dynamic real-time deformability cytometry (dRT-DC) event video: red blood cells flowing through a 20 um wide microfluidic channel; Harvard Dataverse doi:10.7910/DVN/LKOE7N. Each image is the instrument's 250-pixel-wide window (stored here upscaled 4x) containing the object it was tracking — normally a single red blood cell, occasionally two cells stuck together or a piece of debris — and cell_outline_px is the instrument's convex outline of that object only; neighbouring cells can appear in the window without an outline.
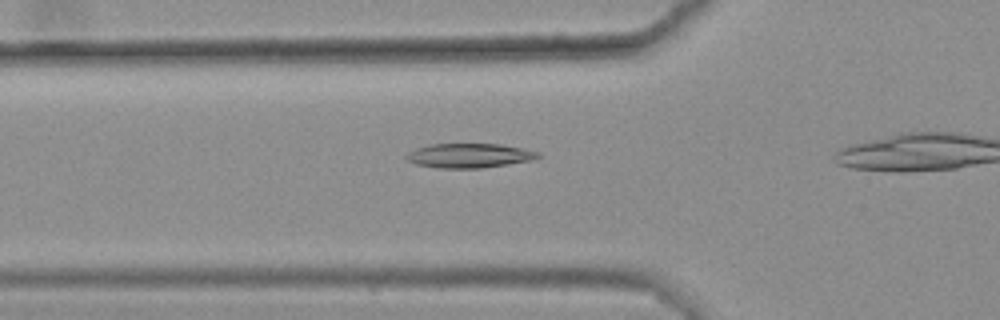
{"species": "common noctule bat (a hibernating species)", "species_latin": "Nyctalus noctula", "temperature_condition": "warm", "stored_images_in_passage": 26, "camera_frame_rate_fps": 3000, "um_per_image_px": 0.085, "animal": {"sex": "female", "body_mass_g": 25.1}, "frame": {"image": 1, "passage_image": 14, "time_ms": 4.333, "image_size_px": [1000, 320], "cell_outline_px": [[544, 156], [532, 160], [508, 164], [480, 168], [436, 168], [416, 164], [408, 160], [404, 156], [408, 152], [416, 148], [428, 144], [500, 144], [524, 148], [540, 152]], "centroid_in_image_um": [39.92, 13.22], "position_along_channel_um": 85.9, "area_um2": 18.9}}
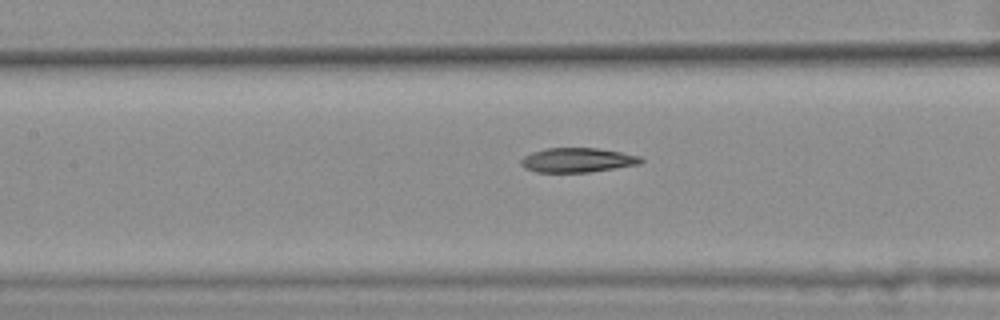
{"frame": {"image": 2, "passage_image": 20, "time_ms": 6.333, "image_size_px": [1000, 320], "cell_outline_px": [[644, 160], [640, 164], [588, 172], [536, 172], [524, 168], [520, 164], [520, 160], [524, 156], [532, 152], [544, 148], [596, 148], [620, 152], [640, 156]], "centroid_in_image_um": [49.05, 13.6], "position_along_channel_um": 158.4, "area_um2": 17.05}}
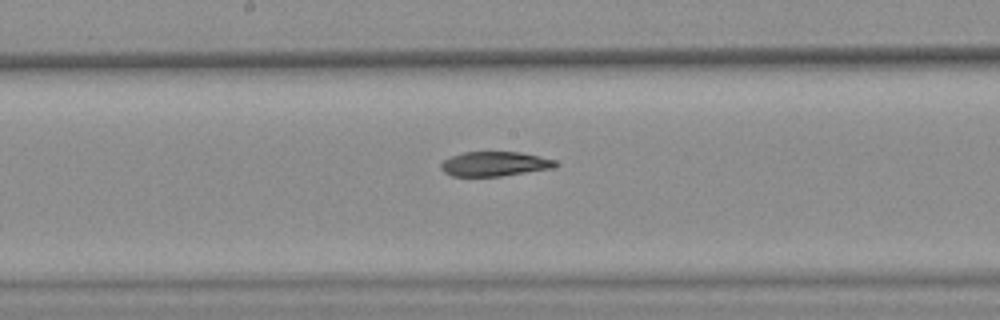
{"frame": {"image": 3, "passage_image": 24, "time_ms": 7.667, "image_size_px": [1000, 320], "cell_outline_px": [[560, 164], [552, 168], [500, 176], [452, 176], [444, 172], [440, 168], [440, 164], [444, 160], [452, 156], [464, 152], [520, 152], [540, 156], [556, 160]], "centroid_in_image_um": [42.05, 13.93], "position_along_channel_um": 206.1, "area_um2": 16.36}}